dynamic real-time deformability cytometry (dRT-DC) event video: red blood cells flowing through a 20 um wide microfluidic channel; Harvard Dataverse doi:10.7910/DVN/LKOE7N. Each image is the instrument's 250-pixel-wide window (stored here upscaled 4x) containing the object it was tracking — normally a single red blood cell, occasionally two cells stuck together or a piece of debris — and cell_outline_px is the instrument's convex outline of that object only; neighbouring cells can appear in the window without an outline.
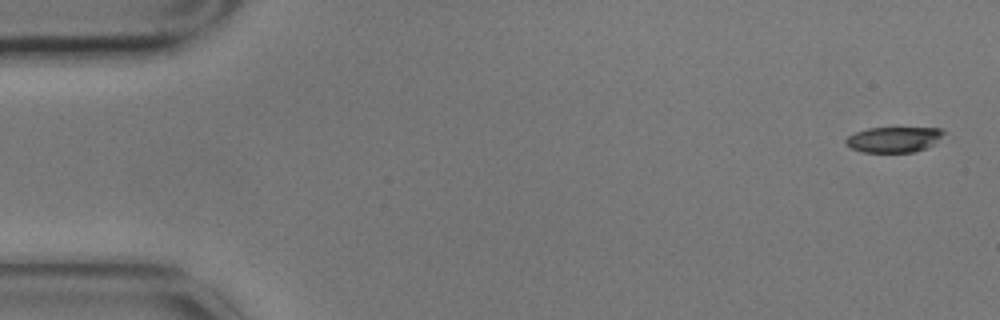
{"species": "common noctule bat (a hibernating species)", "species_latin": "Nyctalus noctula", "temperature_condition": "cold", "stored_images_in_passage": 5, "camera_frame_rate_fps": 3000, "um_per_image_px": 0.085, "animal": {"sex": "male", "body_mass_g": 17.9}, "frame": {"image": 1, "passage_image": 1, "time_ms": 0.0, "image_size_px": [1000, 320], "cell_outline_px": [[948, 132], [932, 144], [916, 152], [864, 152], [852, 148], [844, 144], [844, 140], [848, 136], [856, 132], [868, 128], [940, 128]], "centroid_in_image_um": [75.97, 11.85], "position_along_channel_um": 9.0, "area_um2": 14.51}}
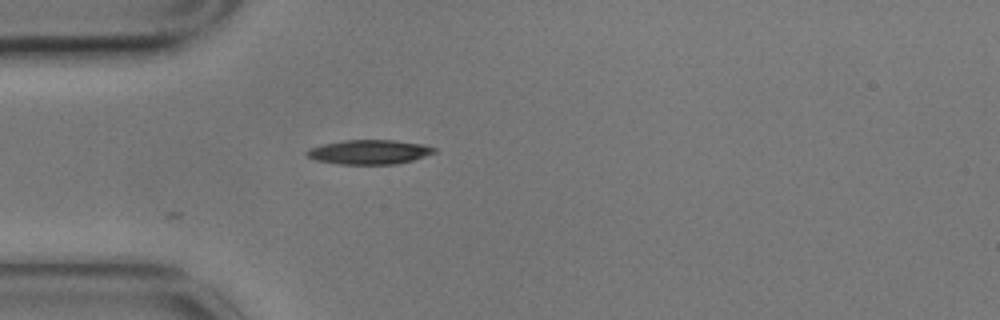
{"frame": {"image": 2, "passage_image": 5, "time_ms": 1.333, "image_size_px": [1000, 320], "cell_outline_px": [[436, 152], [412, 160], [396, 164], [340, 164], [316, 160], [308, 156], [304, 152], [312, 148], [324, 144], [344, 140], [392, 140], [424, 144], [436, 148]], "centroid_in_image_um": [31.41, 12.92], "position_along_channel_um": 53.6, "area_um2": 17.92}}